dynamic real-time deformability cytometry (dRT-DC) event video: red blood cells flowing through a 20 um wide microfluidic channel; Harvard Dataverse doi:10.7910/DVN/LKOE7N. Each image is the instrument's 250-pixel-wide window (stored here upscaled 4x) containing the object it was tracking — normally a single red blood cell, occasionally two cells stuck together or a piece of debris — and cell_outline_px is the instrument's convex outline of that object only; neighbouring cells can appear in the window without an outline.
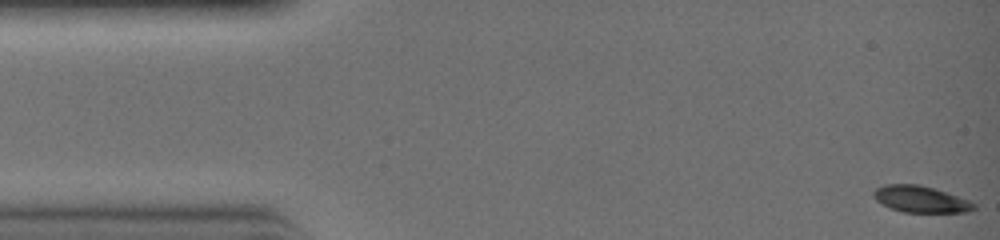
{"species": "common noctule bat (a hibernating species)", "species_latin": "Nyctalus noctula", "temperature_condition": "warm", "stored_images_in_passage": 30, "camera_frame_rate_fps": 3000, "um_per_image_px": 0.085, "animal": {"sex": "female", "body_mass_g": 19.0, "forearm_length_mm": 51.5}, "frame": {"image": 1, "passage_image": 1, "time_ms": 0.0, "image_size_px": [1000, 240], "cell_outline_px": [[976, 208], [968, 212], [904, 212], [880, 204], [872, 196], [872, 192], [876, 188], [884, 184], [920, 184], [968, 200], [976, 204]], "centroid_in_image_um": [78.2, 16.93], "position_along_channel_um": 6.8, "area_um2": 15.43}}
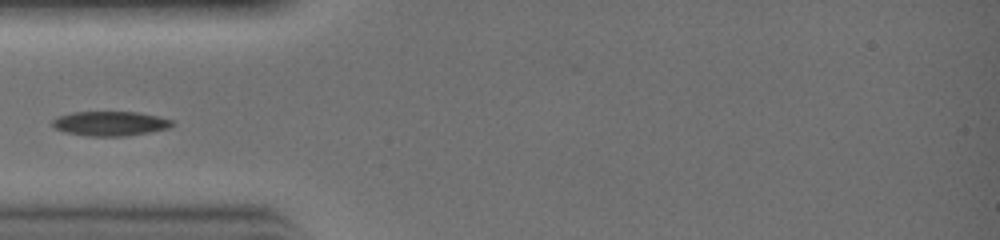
{"frame": {"image": 2, "passage_image": 10, "time_ms": 3.0, "image_size_px": [1000, 240], "cell_outline_px": [[176, 124], [168, 128], [148, 132], [124, 136], [88, 136], [64, 132], [56, 128], [52, 124], [52, 120], [56, 116], [72, 112], [136, 112], [156, 116], [172, 120]], "centroid_in_image_um": [9.33, 10.5], "position_along_channel_um": 75.7, "area_um2": 17.05}}
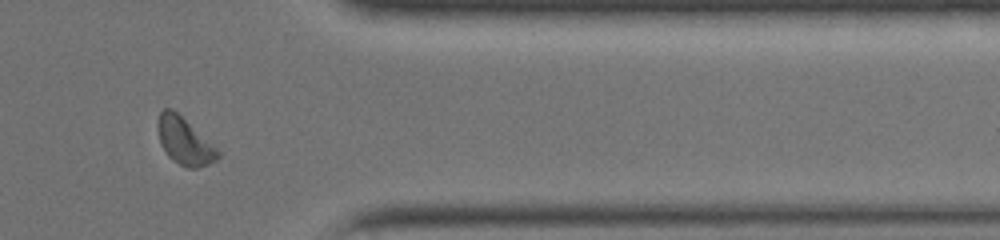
{"frame": {"image": 3, "passage_image": 26, "time_ms": 8.333, "image_size_px": [1000, 240], "cell_outline_px": [[220, 156], [216, 160], [208, 164], [196, 168], [188, 168], [180, 164], [168, 156], [160, 144], [156, 124], [160, 112], [164, 108], [172, 108], [216, 148], [220, 152]], "centroid_in_image_um": [15.64, 11.99], "position_along_channel_um": 395.8, "area_um2": 16.18}}